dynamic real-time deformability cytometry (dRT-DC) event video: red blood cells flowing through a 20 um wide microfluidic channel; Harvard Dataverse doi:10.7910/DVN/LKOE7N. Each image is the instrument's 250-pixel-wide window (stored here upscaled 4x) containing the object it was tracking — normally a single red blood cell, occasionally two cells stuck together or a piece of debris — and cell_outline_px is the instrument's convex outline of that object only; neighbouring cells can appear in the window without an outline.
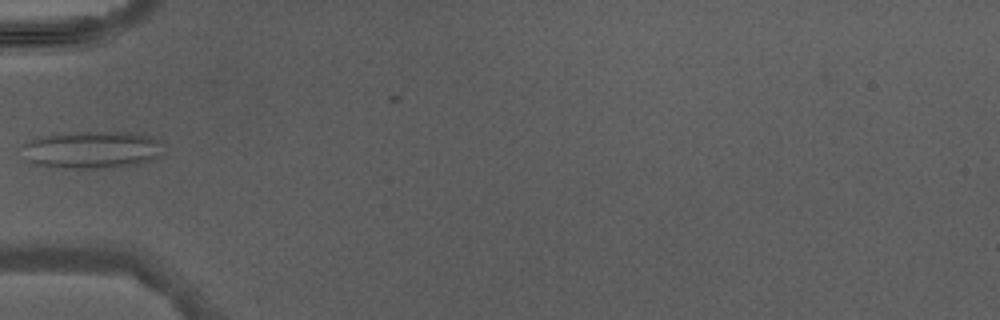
{"species": "Egyptian fruit bat (a non-hibernating species)", "species_latin": "Rousettus aegyptiacus", "temperature_condition": "warm", "stored_images_in_passage": 3, "camera_frame_rate_fps": 3000, "um_per_image_px": 0.085, "animal": {"sex": "male"}, "frame": {"image": 1, "passage_image": 3, "time_ms": 2.667, "image_size_px": [1000, 320], "cell_outline_px": [[164, 156], [152, 160], [136, 164], [112, 168], [64, 168], [36, 164], [24, 160], [16, 148], [20, 144], [28, 140], [40, 136], [64, 132], [128, 132], [148, 136], [160, 140]], "centroid_in_image_um": [7.72, 12.73], "position_along_channel_um": 77.3, "area_um2": 31.73}}